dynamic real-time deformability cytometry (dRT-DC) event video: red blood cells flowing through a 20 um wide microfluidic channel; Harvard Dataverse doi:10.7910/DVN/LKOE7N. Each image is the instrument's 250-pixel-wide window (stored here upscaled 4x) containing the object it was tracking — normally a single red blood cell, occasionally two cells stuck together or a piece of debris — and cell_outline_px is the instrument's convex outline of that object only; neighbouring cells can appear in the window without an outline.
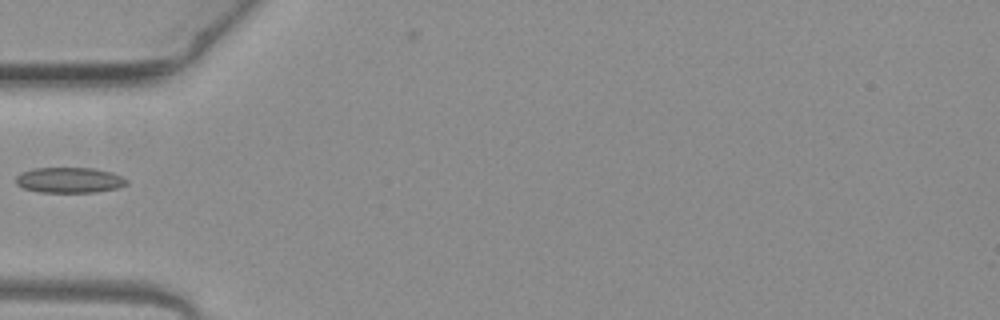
{"species": "common noctule bat (a hibernating species)", "species_latin": "Nyctalus noctula", "temperature_condition": "warm", "stored_images_in_passage": 2, "camera_frame_rate_fps": 3000, "um_per_image_px": 0.085, "animal": {"sex": "female", "body_mass_g": 19.3, "forearm_length_mm": 54.1}, "frame": {"image": 1, "passage_image": 2, "time_ms": 0.333, "image_size_px": [1000, 320], "cell_outline_px": [[128, 184], [116, 188], [92, 192], [40, 192], [24, 188], [16, 184], [16, 176], [20, 172], [32, 168], [92, 168], [112, 172], [128, 180]], "centroid_in_image_um": [5.87, 15.3], "position_along_channel_um": 79.1, "area_um2": 16.42}}